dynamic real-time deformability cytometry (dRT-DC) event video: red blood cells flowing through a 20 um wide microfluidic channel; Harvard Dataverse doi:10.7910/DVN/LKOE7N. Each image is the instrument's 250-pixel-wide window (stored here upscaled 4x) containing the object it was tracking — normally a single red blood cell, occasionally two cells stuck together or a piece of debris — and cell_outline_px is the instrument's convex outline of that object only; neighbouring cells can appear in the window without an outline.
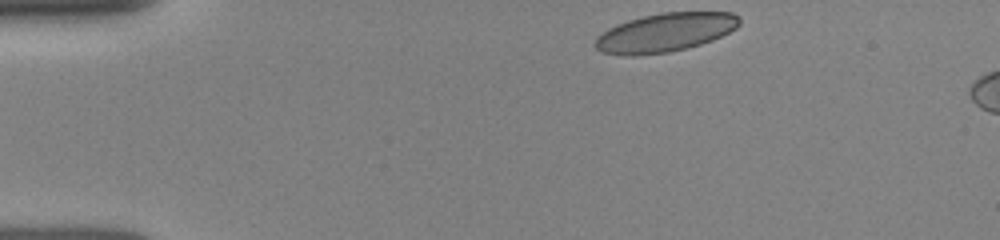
{"species": "human", "species_latin": "Homo sapiens", "temperature_condition": "room temperature", "stored_images_in_passage": 7, "camera_frame_rate_fps": 3000, "um_per_image_px": 0.085, "donor": {"sex": "female"}, "frame": {"image": 1, "passage_image": 1, "time_ms": 0.0, "image_size_px": [1000, 240], "cell_outline_px": [[740, 24], [736, 28], [712, 40], [688, 48], [668, 52], [636, 56], [624, 56], [600, 52], [596, 48], [596, 36], [608, 28], [616, 24], [628, 20], [660, 12], [732, 12], [740, 16]], "centroid_in_image_um": [56.52, 2.76], "position_along_channel_um": 28.5, "area_um2": 32.71}}